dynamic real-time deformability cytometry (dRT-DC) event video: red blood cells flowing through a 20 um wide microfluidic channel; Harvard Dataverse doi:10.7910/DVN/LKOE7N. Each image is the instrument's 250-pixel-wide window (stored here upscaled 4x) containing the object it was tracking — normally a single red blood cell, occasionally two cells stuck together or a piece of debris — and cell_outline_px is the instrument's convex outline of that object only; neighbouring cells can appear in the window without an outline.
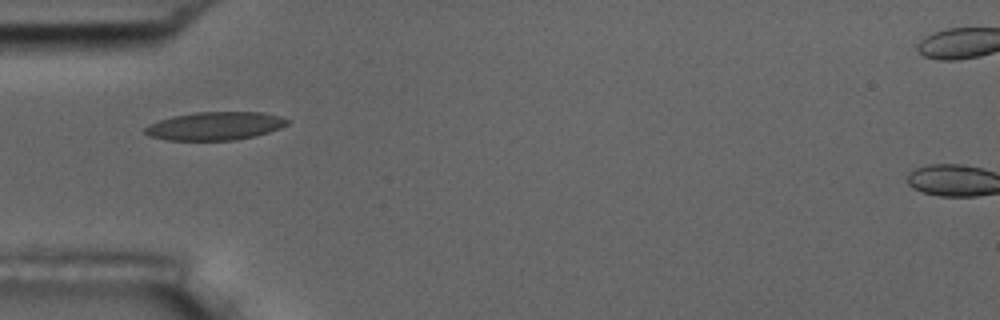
{"species": "common noctule bat (a hibernating species)", "species_latin": "Nyctalus noctula", "temperature_condition": "room temperature", "stored_images_in_passage": 7, "camera_frame_rate_fps": 3000, "um_per_image_px": 0.085, "animal": {"sex": "male", "body_mass_g": 17.5, "forearm_length_mm": 52.3}, "frame": {"image": 1, "passage_image": 1, "time_ms": 0.0, "image_size_px": [1000, 320], "cell_outline_px": [[288, 124], [280, 128], [256, 136], [232, 140], [168, 140], [148, 136], [144, 132], [144, 128], [148, 124], [172, 116], [196, 112], [264, 112], [280, 116], [288, 120]], "centroid_in_image_um": [18.26, 10.7], "position_along_channel_um": 66.7, "area_um2": 23.41}}
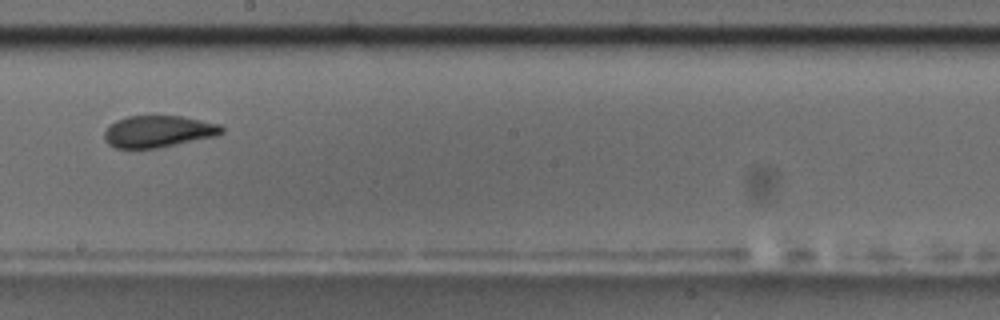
{"frame": {"image": 2, "passage_image": 5, "time_ms": 4.667, "image_size_px": [1000, 320], "cell_outline_px": [[224, 132], [216, 136], [156, 148], [116, 148], [108, 144], [104, 140], [104, 132], [116, 120], [128, 116], [180, 116], [220, 124], [224, 128]], "centroid_in_image_um": [13.45, 11.17], "position_along_channel_um": 234.7, "area_um2": 21.56}}
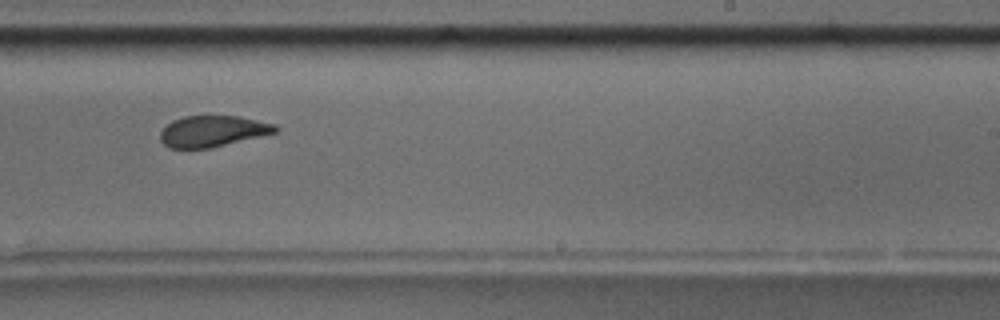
{"frame": {"image": 3, "passage_image": 6, "time_ms": 5.667, "image_size_px": [1000, 320], "cell_outline_px": [[280, 128], [276, 132], [208, 148], [168, 148], [160, 140], [160, 132], [172, 120], [184, 116], [240, 116], [276, 124]], "centroid_in_image_um": [18.06, 11.14], "position_along_channel_um": 270.9, "area_um2": 20.69}}